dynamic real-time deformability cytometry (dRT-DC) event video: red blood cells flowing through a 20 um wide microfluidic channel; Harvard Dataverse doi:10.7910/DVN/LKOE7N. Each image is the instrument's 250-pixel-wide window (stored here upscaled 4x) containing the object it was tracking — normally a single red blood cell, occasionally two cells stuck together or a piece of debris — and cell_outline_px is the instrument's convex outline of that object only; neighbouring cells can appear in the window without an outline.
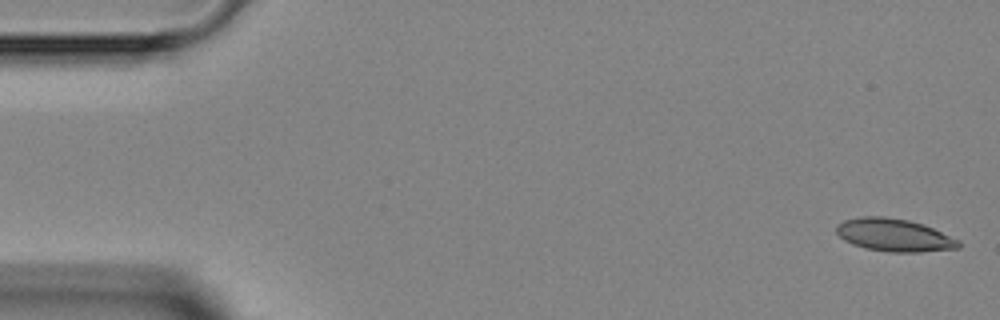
{"species": "Egyptian fruit bat (a non-hibernating species)", "species_latin": "Rousettus aegyptiacus", "temperature_condition": "room temperature", "stored_images_in_passage": 4, "camera_frame_rate_fps": 3000, "um_per_image_px": 0.085, "animal": {"sex": "female"}, "frame": {"image": 1, "passage_image": 1, "time_ms": 0.0, "image_size_px": [1000, 320], "cell_outline_px": [[960, 248], [920, 252], [888, 252], [864, 248], [852, 244], [844, 240], [836, 232], [836, 224], [844, 220], [860, 216], [884, 216], [908, 220], [932, 228], [960, 240]], "centroid_in_image_um": [75.97, 19.98], "position_along_channel_um": 9.0, "area_um2": 23.35}}
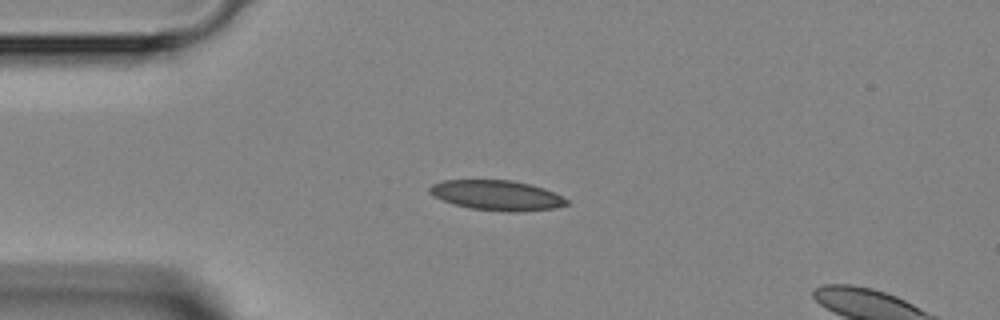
{"frame": {"image": 2, "passage_image": 3, "time_ms": 3.333, "image_size_px": [1000, 320], "cell_outline_px": [[572, 204], [556, 208], [516, 212], [504, 212], [468, 208], [452, 204], [432, 196], [428, 192], [428, 188], [432, 184], [440, 180], [512, 180], [532, 184], [544, 188], [568, 200]], "centroid_in_image_um": [42.21, 16.61], "position_along_channel_um": 42.8, "area_um2": 24.39}}